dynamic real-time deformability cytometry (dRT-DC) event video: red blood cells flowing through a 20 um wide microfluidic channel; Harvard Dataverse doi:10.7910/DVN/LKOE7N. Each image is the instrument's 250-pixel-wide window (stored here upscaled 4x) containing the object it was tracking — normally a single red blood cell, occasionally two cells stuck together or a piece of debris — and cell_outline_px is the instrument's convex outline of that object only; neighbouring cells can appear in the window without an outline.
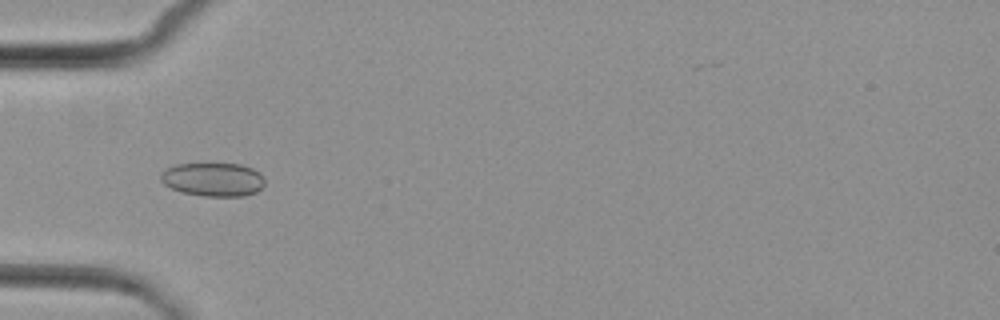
{"species": "common noctule bat (a hibernating species)", "species_latin": "Nyctalus noctula", "temperature_condition": "cold", "stored_images_in_passage": 6, "camera_frame_rate_fps": 3000, "um_per_image_px": 0.085, "animal": {"sex": "female", "body_mass_g": 29.2, "forearm_length_mm": 56.3}, "frame": {"image": 1, "passage_image": 4, "time_ms": 4.333, "image_size_px": [1000, 320], "cell_outline_px": [[264, 184], [256, 192], [244, 196], [204, 196], [184, 192], [172, 188], [164, 184], [160, 180], [160, 172], [176, 164], [240, 164], [252, 168], [260, 172], [264, 176]], "centroid_in_image_um": [18.13, 15.25], "position_along_channel_um": 66.9, "area_um2": 20.35}}
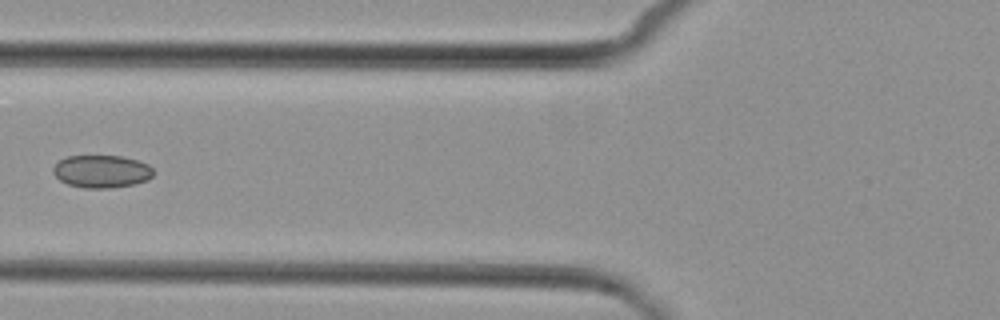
{"frame": {"image": 2, "passage_image": 5, "time_ms": 5.667, "image_size_px": [1000, 320], "cell_outline_px": [[156, 172], [148, 180], [136, 184], [112, 188], [84, 188], [68, 184], [60, 180], [52, 172], [52, 168], [60, 160], [68, 156], [124, 156], [148, 164]], "centroid_in_image_um": [8.67, 14.58], "position_along_channel_um": 117.1, "area_um2": 19.25}}
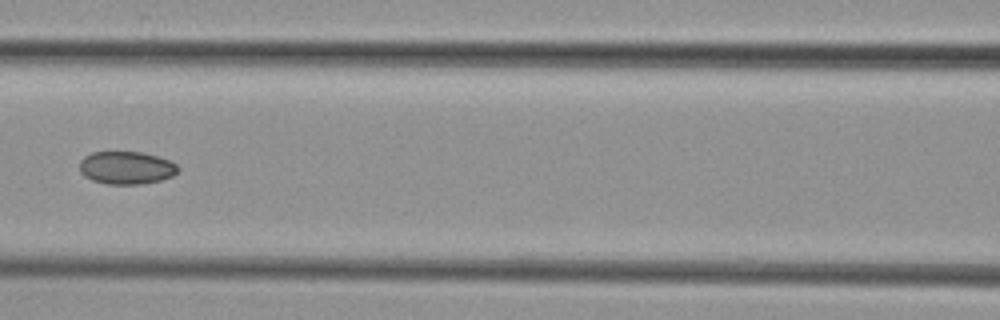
{"frame": {"image": 3, "passage_image": 6, "time_ms": 6.667, "image_size_px": [1000, 320], "cell_outline_px": [[180, 168], [172, 176], [160, 180], [140, 184], [104, 184], [92, 180], [84, 176], [80, 172], [80, 160], [84, 156], [92, 152], [140, 152], [172, 160]], "centroid_in_image_um": [10.73, 14.26], "position_along_channel_um": 155.9, "area_um2": 18.9}}